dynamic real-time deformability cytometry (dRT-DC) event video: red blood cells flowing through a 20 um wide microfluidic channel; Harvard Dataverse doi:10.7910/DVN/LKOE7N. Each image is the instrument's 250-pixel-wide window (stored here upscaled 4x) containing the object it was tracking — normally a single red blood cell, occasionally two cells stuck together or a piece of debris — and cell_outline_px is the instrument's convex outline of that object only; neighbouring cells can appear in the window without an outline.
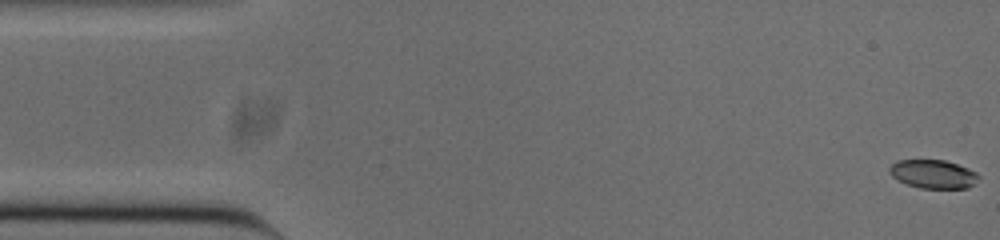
{"species": "common noctule bat (a hibernating species)", "species_latin": "Nyctalus noctula", "temperature_condition": "cold", "stored_images_in_passage": 54, "camera_frame_rate_fps": 3000, "um_per_image_px": 0.085, "animal": {"sex": "male", "body_mass_g": 20.0, "forearm_length_mm": 53.3}, "frame": {"image": 1, "passage_image": 1, "time_ms": 0.0, "image_size_px": [1000, 240], "cell_outline_px": [[980, 176], [968, 188], [920, 188], [908, 184], [892, 176], [888, 172], [888, 168], [896, 160], [944, 160], [968, 168], [976, 172]], "centroid_in_image_um": [79.3, 14.79], "position_along_channel_um": 5.7, "area_um2": 14.68}}
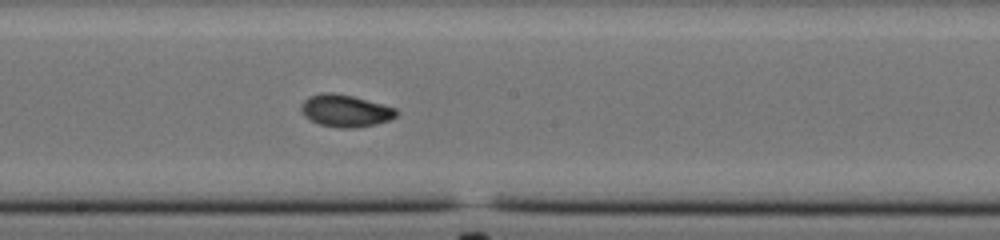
{"frame": {"image": 2, "passage_image": 28, "time_ms": 9.0, "image_size_px": [1000, 240], "cell_outline_px": [[400, 112], [396, 116], [388, 120], [376, 124], [356, 128], [340, 128], [320, 124], [304, 116], [300, 108], [300, 104], [308, 96], [320, 92], [332, 92], [352, 96], [384, 104], [396, 108]], "centroid_in_image_um": [29.36, 9.4], "position_along_channel_um": 218.8, "area_um2": 18.03}}
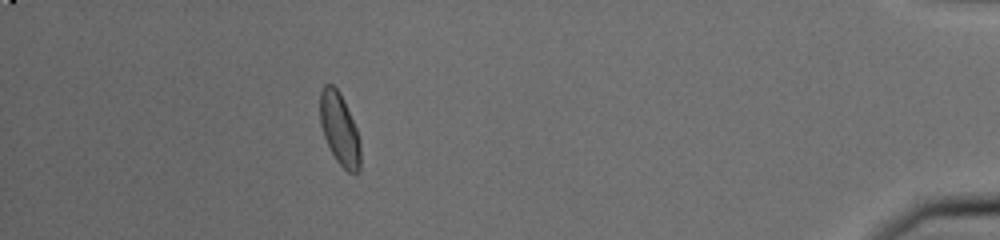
{"frame": {"image": 3, "passage_image": 48, "time_ms": 15.667, "image_size_px": [1000, 240], "cell_outline_px": [[360, 172], [348, 172], [336, 160], [324, 136], [320, 124], [320, 92], [324, 84], [332, 84], [340, 92], [356, 128], [360, 140]], "centroid_in_image_um": [28.86, 10.96], "position_along_channel_um": 406.3, "area_um2": 16.82}, "authors_computed_cell_mechanics": {"area_um2": 16.8776, "velocity_mm_per_s": 3.7712, "shape_relaxation_time_tau1_ms": 3.4037, "shape_relaxation_time_tau2_ms": 1.9824, "deformation_change_tau1": 0.1051, "deformation_change_tau2": 0.056}}